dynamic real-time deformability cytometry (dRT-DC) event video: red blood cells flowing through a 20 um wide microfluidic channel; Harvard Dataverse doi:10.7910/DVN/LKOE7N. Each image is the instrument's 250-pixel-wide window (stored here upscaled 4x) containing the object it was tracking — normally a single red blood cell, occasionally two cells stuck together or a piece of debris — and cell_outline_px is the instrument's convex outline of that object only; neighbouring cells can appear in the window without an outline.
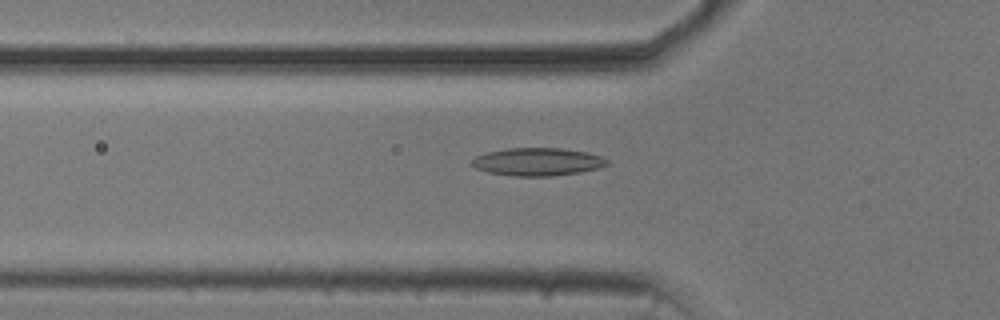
{"species": "common noctule bat (a hibernating species)", "species_latin": "Nyctalus noctula", "temperature_condition": "cold", "stored_images_in_passage": 32, "camera_frame_rate_fps": 3000, "um_per_image_px": 0.085, "animal": {"sex": "male", "body_mass_g": 20.5, "forearm_length_mm": 52.5}, "frame": {"image": 1, "passage_image": 18, "time_ms": 5.667, "image_size_px": [1000, 320], "cell_outline_px": [[608, 164], [600, 168], [580, 172], [552, 176], [512, 176], [488, 172], [476, 168], [472, 164], [472, 160], [476, 156], [488, 152], [508, 148], [560, 148], [588, 152], [600, 156], [608, 160]], "centroid_in_image_um": [45.72, 13.75], "position_along_channel_um": 80.1, "area_um2": 21.91}}
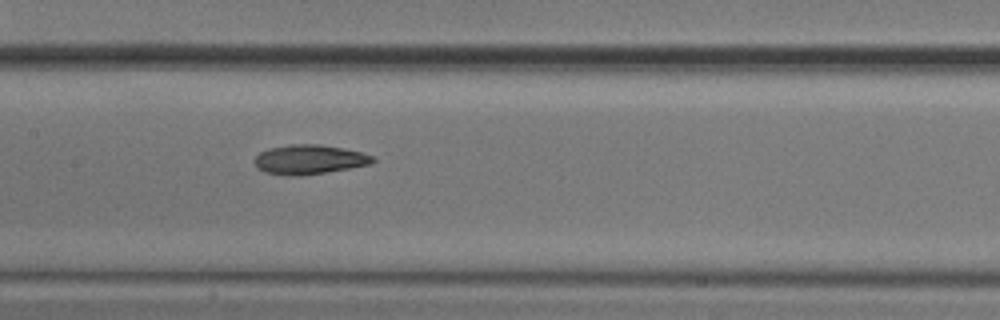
{"frame": {"image": 2, "passage_image": 26, "time_ms": 8.333, "image_size_px": [1000, 320], "cell_outline_px": [[376, 160], [372, 164], [300, 176], [288, 176], [264, 172], [256, 164], [256, 156], [260, 152], [268, 148], [292, 144], [320, 144], [344, 148], [360, 152], [372, 156]], "centroid_in_image_um": [26.3, 13.55], "position_along_channel_um": 181.1, "area_um2": 20.11}}
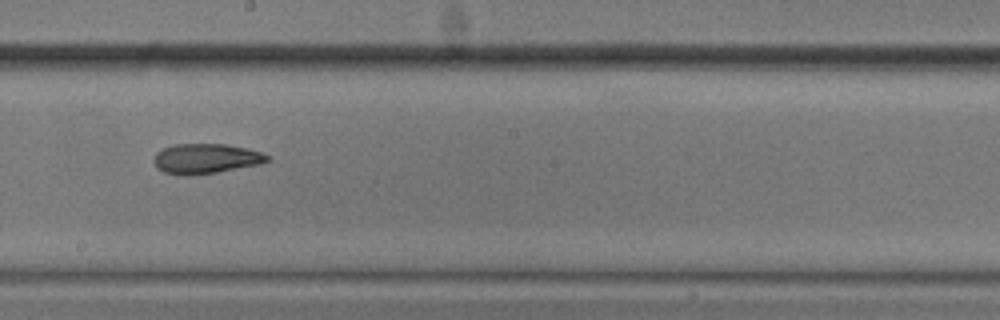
{"frame": {"image": 3, "passage_image": 30, "time_ms": 9.667, "image_size_px": [1000, 320], "cell_outline_px": [[272, 160], [260, 164], [216, 172], [188, 176], [184, 176], [164, 172], [156, 168], [152, 160], [156, 152], [164, 148], [176, 144], [224, 144], [248, 148], [260, 152], [268, 156]], "centroid_in_image_um": [17.47, 13.49], "position_along_channel_um": 230.7, "area_um2": 19.88}}